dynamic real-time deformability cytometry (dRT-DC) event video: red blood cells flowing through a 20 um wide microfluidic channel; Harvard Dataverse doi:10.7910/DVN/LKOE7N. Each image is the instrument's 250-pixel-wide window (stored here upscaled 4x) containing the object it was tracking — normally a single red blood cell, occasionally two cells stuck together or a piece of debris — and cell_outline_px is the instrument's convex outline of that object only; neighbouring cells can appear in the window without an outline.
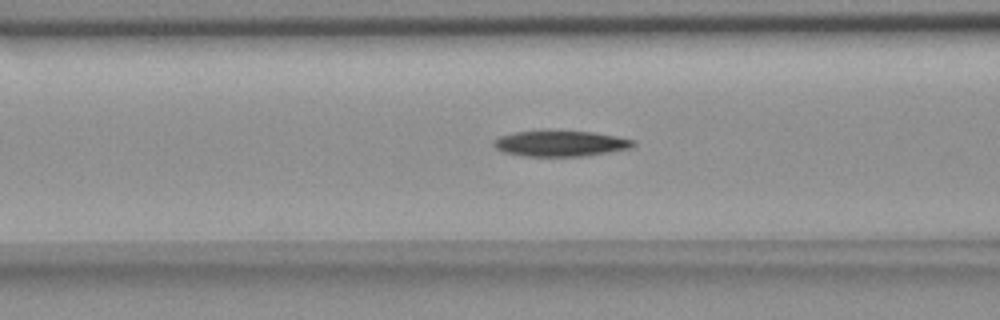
{"species": "common noctule bat (a hibernating species)", "species_latin": "Nyctalus noctula", "temperature_condition": "room temperature", "stored_images_in_passage": 40, "camera_frame_rate_fps": 3000, "um_per_image_px": 0.085, "animal": {"sex": "female", "body_mass_g": 18.4}, "frame": {"image": 1, "passage_image": 6, "time_ms": 1.667, "image_size_px": [1000, 320], "cell_outline_px": [[636, 144], [628, 148], [608, 152], [580, 156], [520, 156], [504, 152], [496, 148], [492, 144], [500, 136], [512, 132], [592, 132], [616, 136], [636, 140]], "centroid_in_image_um": [47.63, 12.21], "position_along_channel_um": 119.0, "area_um2": 20.4}}
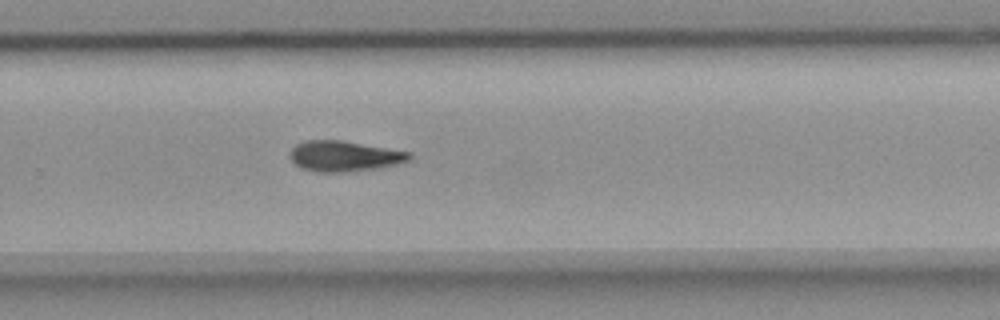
{"frame": {"image": 2, "passage_image": 21, "time_ms": 6.667, "image_size_px": [1000, 320], "cell_outline_px": [[412, 156], [408, 160], [396, 164], [376, 168], [348, 172], [316, 172], [300, 168], [288, 156], [288, 152], [296, 144], [304, 140], [340, 140], [412, 152]], "centroid_in_image_um": [29.21, 13.27], "position_along_channel_um": 300.6, "area_um2": 21.33}}
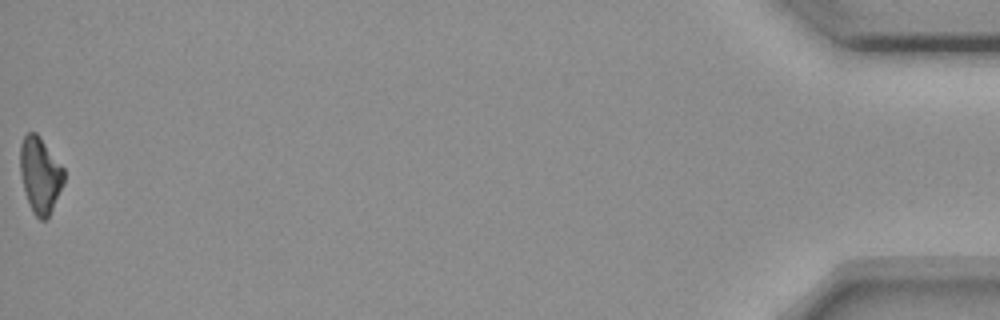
{"frame": {"image": 3, "passage_image": 40, "time_ms": 13.0, "image_size_px": [1000, 320], "cell_outline_px": [[64, 184], [48, 216], [44, 220], [40, 220], [32, 212], [24, 188], [20, 172], [20, 144], [24, 136], [28, 132], [36, 132], [40, 136], [64, 168]], "centroid_in_image_um": [3.41, 14.84], "position_along_channel_um": 431.8, "area_um2": 19.25}, "authors_computed_cell_mechanics": {"area_um2": 21.1837, "velocity_mm_per_s": 3.6443, "shape_relaxation_time_tau1_ms": 8.1185, "shape_relaxation_time_tau2_ms": null, "deformation_change_tau1": 0.2007, "deformation_change_tau2": null}}